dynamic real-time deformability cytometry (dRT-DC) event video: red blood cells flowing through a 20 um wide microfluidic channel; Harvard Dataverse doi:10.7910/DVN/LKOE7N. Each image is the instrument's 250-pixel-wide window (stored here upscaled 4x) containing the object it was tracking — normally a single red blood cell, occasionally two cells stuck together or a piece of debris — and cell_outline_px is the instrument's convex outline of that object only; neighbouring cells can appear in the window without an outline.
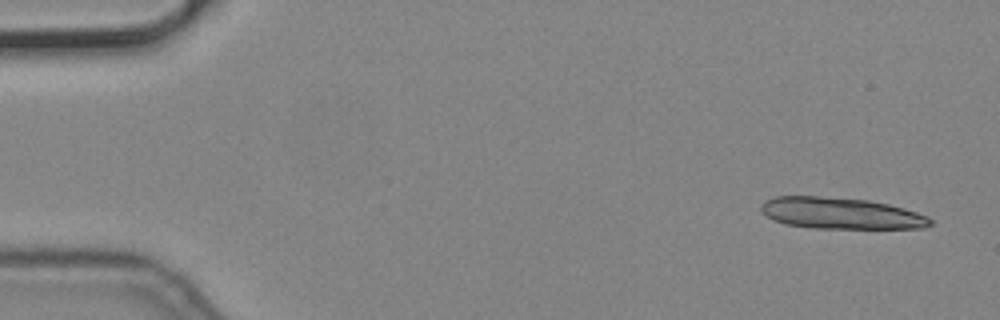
{"species": "common noctule bat (a hibernating species)", "species_latin": "Nyctalus noctula", "temperature_condition": "cold", "stored_images_in_passage": 4, "camera_frame_rate_fps": 3000, "um_per_image_px": 0.085, "animal": {"sex": "male", "body_mass_g": 19.2, "forearm_length_mm": 51.8}, "frame": {"image": 1, "passage_image": 4, "time_ms": 1.0, "image_size_px": [1000, 320], "cell_outline_px": [[932, 224], [924, 228], [812, 228], [784, 224], [772, 220], [760, 208], [760, 204], [764, 200], [776, 196], [820, 196], [868, 200], [888, 204], [904, 208], [928, 216], [932, 220]], "centroid_in_image_um": [71.45, 18.13], "position_along_channel_um": 13.6, "area_um2": 31.04}}